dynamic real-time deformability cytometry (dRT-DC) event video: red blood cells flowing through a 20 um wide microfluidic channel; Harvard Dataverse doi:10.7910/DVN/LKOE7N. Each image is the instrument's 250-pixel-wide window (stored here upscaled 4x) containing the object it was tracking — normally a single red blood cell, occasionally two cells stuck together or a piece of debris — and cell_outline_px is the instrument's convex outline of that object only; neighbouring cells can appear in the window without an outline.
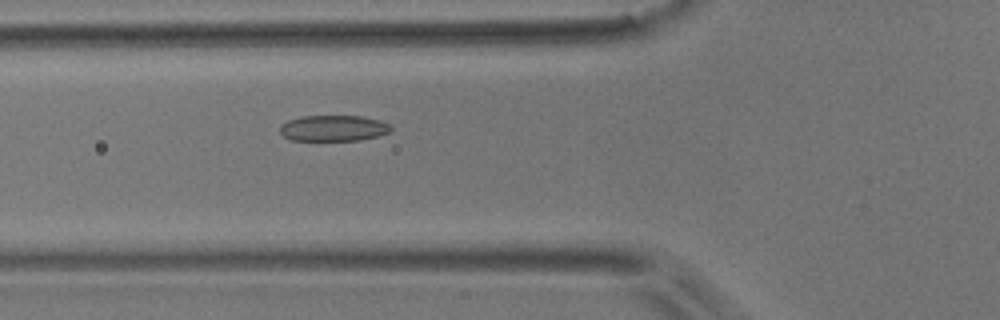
{"species": "common noctule bat (a hibernating species)", "species_latin": "Nyctalus noctula", "temperature_condition": "room temperature", "stored_images_in_passage": 51, "camera_frame_rate_fps": 3000, "um_per_image_px": 0.085, "animal": {"sex": "male", "body_mass_g": 17.9}, "frame": {"image": 1, "passage_image": 17, "time_ms": 5.333, "image_size_px": [1000, 320], "cell_outline_px": [[392, 128], [388, 132], [380, 136], [360, 140], [292, 140], [284, 136], [280, 132], [280, 124], [288, 120], [300, 116], [360, 116], [380, 120], [392, 124]], "centroid_in_image_um": [28.36, 10.89], "position_along_channel_um": 97.4, "area_um2": 16.88}}
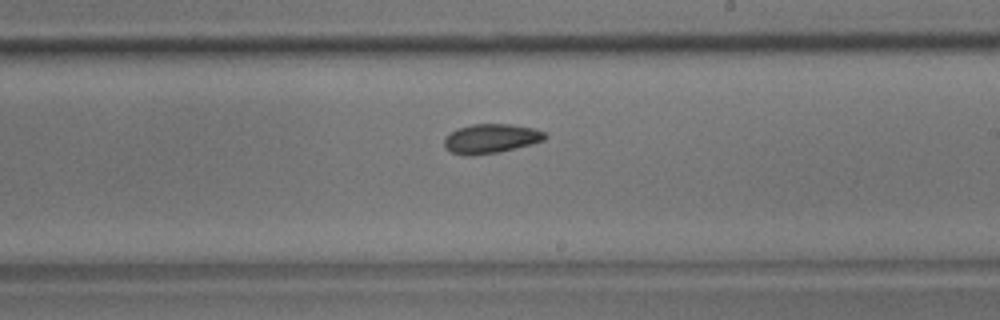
{"frame": {"image": 2, "passage_image": 29, "time_ms": 9.333, "image_size_px": [1000, 320], "cell_outline_px": [[548, 136], [544, 140], [532, 144], [500, 152], [472, 156], [464, 156], [452, 152], [444, 148], [444, 140], [456, 128], [472, 124], [508, 124], [536, 128], [544, 132]], "centroid_in_image_um": [41.74, 11.79], "position_along_channel_um": 247.3, "area_um2": 17.4}}
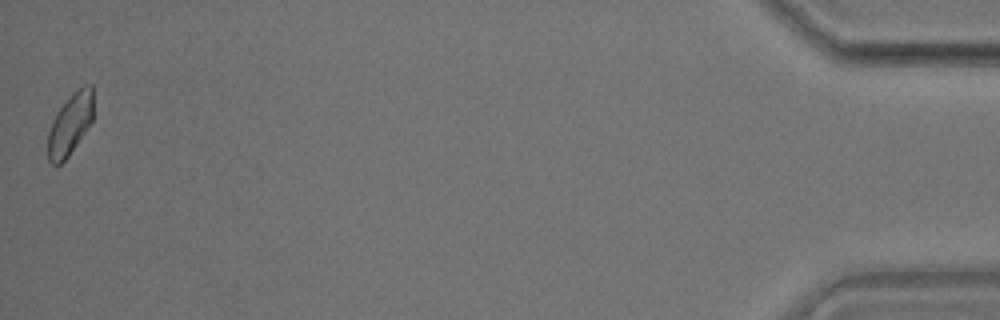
{"frame": {"image": 3, "passage_image": 51, "time_ms": 16.667, "image_size_px": [1000, 320], "cell_outline_px": [[92, 120], [68, 156], [60, 164], [52, 164], [48, 160], [48, 132], [52, 120], [56, 112], [72, 92], [84, 84], [92, 84]], "centroid_in_image_um": [5.94, 10.53], "position_along_channel_um": 429.3, "area_um2": 16.07}}